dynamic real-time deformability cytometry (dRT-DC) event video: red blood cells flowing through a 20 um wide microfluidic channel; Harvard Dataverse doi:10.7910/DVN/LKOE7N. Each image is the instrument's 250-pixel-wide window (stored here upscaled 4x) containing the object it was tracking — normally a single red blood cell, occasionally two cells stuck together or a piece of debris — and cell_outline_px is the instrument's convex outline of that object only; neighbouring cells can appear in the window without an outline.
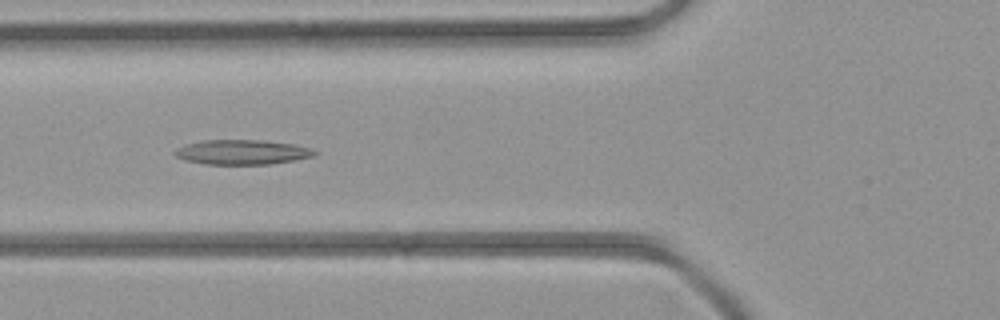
{"species": "common noctule bat (a hibernating species)", "species_latin": "Nyctalus noctula", "temperature_condition": "room temperature", "stored_images_in_passage": 3, "camera_frame_rate_fps": 3000, "um_per_image_px": 0.085, "animal": {"sex": "female", "body_mass_g": 21.9}, "frame": {"image": 1, "passage_image": 3, "time_ms": 2.0, "image_size_px": [1000, 320], "cell_outline_px": [[316, 152], [312, 156], [292, 160], [268, 164], [204, 164], [184, 160], [176, 156], [172, 152], [176, 148], [184, 144], [204, 140], [264, 140], [296, 144], [308, 148]], "centroid_in_image_um": [20.49, 12.92], "position_along_channel_um": 105.3, "area_um2": 20.06}}